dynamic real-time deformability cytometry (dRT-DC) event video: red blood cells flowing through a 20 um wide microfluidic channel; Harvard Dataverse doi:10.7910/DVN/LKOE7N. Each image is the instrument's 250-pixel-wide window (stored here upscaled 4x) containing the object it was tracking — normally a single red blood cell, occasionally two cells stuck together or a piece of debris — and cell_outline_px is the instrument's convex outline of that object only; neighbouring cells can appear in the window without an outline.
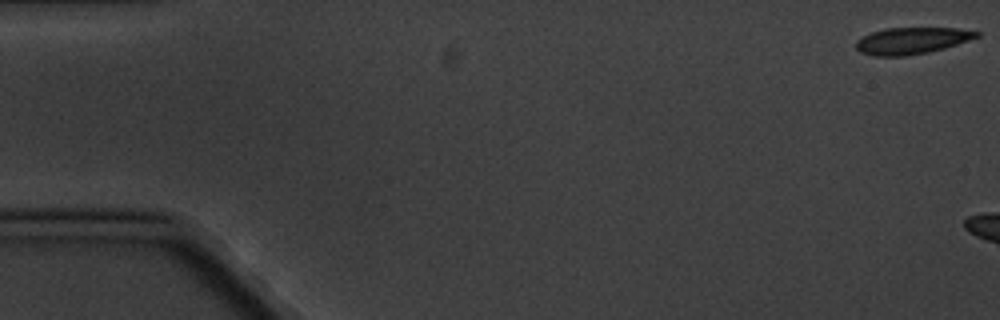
{"species": "common noctule bat (a hibernating species)", "species_latin": "Nyctalus noctula", "temperature_condition": "cold", "stored_images_in_passage": 3, "camera_frame_rate_fps": 3000, "um_per_image_px": 0.085, "animal": {"sex": "male", "body_mass_g": 20.1, "forearm_length_mm": 53.5}, "frame": {"image": 1, "passage_image": 1, "time_ms": 0.0, "image_size_px": [1000, 320], "cell_outline_px": [[980, 36], [944, 48], [928, 52], [904, 56], [876, 56], [860, 52], [856, 48], [856, 40], [872, 32], [888, 28], [956, 28], [980, 32]], "centroid_in_image_um": [77.48, 3.46], "position_along_channel_um": 7.5, "area_um2": 18.5}}